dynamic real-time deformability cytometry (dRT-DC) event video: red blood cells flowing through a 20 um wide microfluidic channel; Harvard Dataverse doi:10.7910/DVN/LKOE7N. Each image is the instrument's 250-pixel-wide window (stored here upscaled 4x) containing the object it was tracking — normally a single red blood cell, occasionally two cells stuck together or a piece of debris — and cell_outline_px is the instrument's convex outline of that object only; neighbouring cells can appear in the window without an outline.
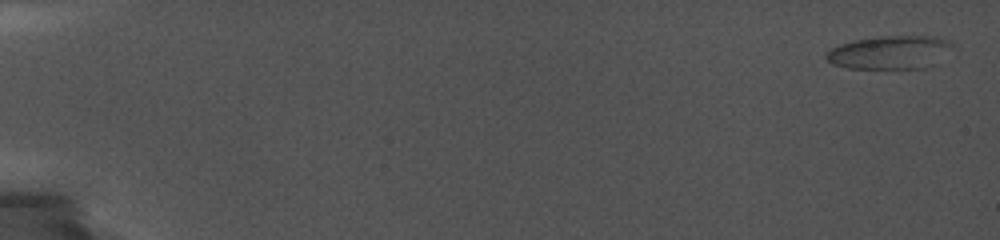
{"species": "common noctule bat (a hibernating species)", "species_latin": "Nyctalus noctula", "temperature_condition": "cold", "stored_images_in_passage": 64, "camera_frame_rate_fps": 5000, "um_per_image_px": 0.085, "animal": {"sex": "female", "body_mass_g": 19.0, "forearm_length_mm": 56.7}, "frame": {"image": 1, "passage_image": 1, "time_ms": 0.0, "image_size_px": [1000, 240], "cell_outline_px": [[956, 48], [924, 68], [848, 68], [832, 64], [824, 56], [832, 48], [840, 44], [856, 40], [880, 36], [936, 36], [948, 40]], "centroid_in_image_um": [75.66, 4.44], "position_along_channel_um": 9.3, "area_um2": 24.33}}
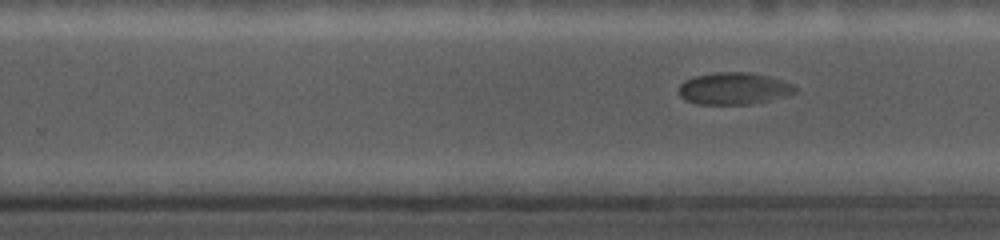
{"frame": {"image": 2, "passage_image": 41, "time_ms": 12.4, "image_size_px": [1000, 240], "cell_outline_px": [[800, 88], [796, 92], [768, 100], [752, 104], [696, 104], [684, 100], [680, 96], [680, 84], [684, 80], [692, 76], [716, 72], [748, 72], [768, 76], [792, 84]], "centroid_in_image_um": [62.34, 7.52], "position_along_channel_um": 267.5, "area_um2": 21.68}}
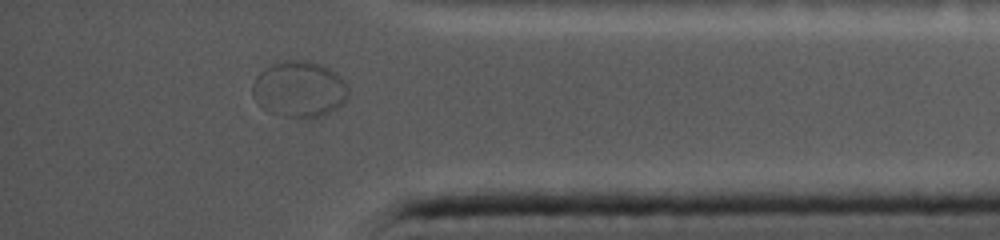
{"frame": {"image": 3, "passage_image": 59, "time_ms": 16.4, "image_size_px": [1000, 240], "cell_outline_px": [[348, 100], [324, 116], [312, 120], [284, 116], [268, 112], [252, 96], [252, 84], [256, 76], [260, 72], [272, 64], [284, 60], [308, 60], [320, 64], [336, 72], [348, 84]], "centroid_in_image_um": [25.47, 7.6], "position_along_channel_um": 409.7, "area_um2": 31.91}}